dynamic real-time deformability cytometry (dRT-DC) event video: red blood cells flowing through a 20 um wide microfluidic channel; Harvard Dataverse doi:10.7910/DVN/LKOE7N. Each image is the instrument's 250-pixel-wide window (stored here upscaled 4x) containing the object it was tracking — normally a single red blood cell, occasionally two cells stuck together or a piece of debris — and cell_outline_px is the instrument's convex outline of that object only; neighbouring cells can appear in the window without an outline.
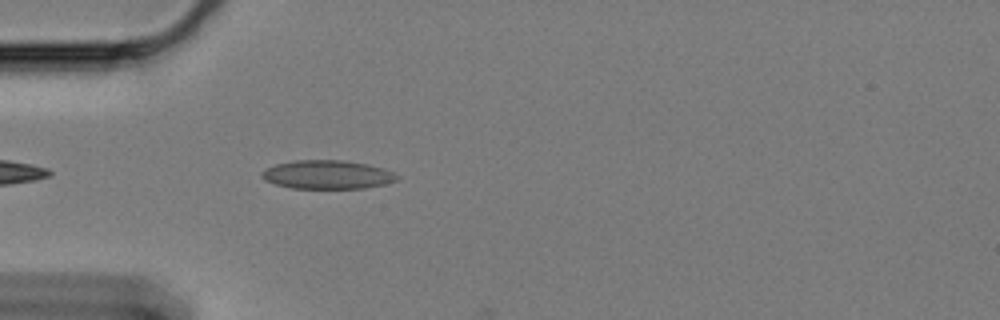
{"species": "Egyptian fruit bat (a non-hibernating species)", "species_latin": "Rousettus aegyptiacus", "temperature_condition": "cold", "stored_images_in_passage": 5, "camera_frame_rate_fps": 3000, "um_per_image_px": 0.085, "animal": {"sex": "female"}, "frame": {"image": 1, "passage_image": 4, "time_ms": 1.0, "image_size_px": [1000, 320], "cell_outline_px": [[400, 176], [396, 180], [384, 184], [364, 188], [292, 188], [276, 184], [264, 180], [260, 176], [260, 172], [276, 164], [292, 160], [344, 160], [368, 164], [384, 168]], "centroid_in_image_um": [27.81, 14.83], "position_along_channel_um": 57.2, "area_um2": 22.6}}